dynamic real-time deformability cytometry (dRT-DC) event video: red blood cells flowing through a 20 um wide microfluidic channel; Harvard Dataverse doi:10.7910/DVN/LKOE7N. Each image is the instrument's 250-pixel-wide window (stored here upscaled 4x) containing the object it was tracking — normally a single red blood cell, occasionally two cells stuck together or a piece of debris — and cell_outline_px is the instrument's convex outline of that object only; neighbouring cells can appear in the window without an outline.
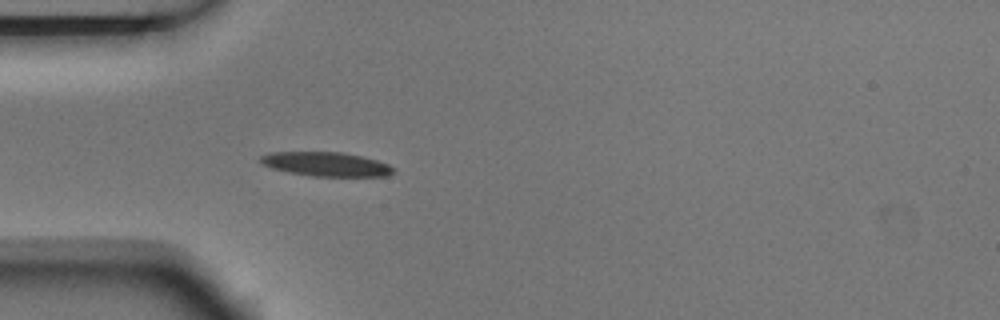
{"species": "Egyptian fruit bat (a non-hibernating species)", "species_latin": "Rousettus aegyptiacus", "temperature_condition": "room temperature", "stored_images_in_passage": 4, "camera_frame_rate_fps": 3000, "um_per_image_px": 0.085, "animal": {"sex": "male"}, "frame": {"image": 1, "passage_image": 4, "time_ms": 1.0, "image_size_px": [1000, 320], "cell_outline_px": [[396, 172], [388, 176], [312, 176], [288, 172], [272, 168], [260, 164], [260, 156], [268, 152], [344, 152], [376, 160], [388, 164], [396, 168]], "centroid_in_image_um": [27.72, 13.95], "position_along_channel_um": 57.3, "area_um2": 18.84}}